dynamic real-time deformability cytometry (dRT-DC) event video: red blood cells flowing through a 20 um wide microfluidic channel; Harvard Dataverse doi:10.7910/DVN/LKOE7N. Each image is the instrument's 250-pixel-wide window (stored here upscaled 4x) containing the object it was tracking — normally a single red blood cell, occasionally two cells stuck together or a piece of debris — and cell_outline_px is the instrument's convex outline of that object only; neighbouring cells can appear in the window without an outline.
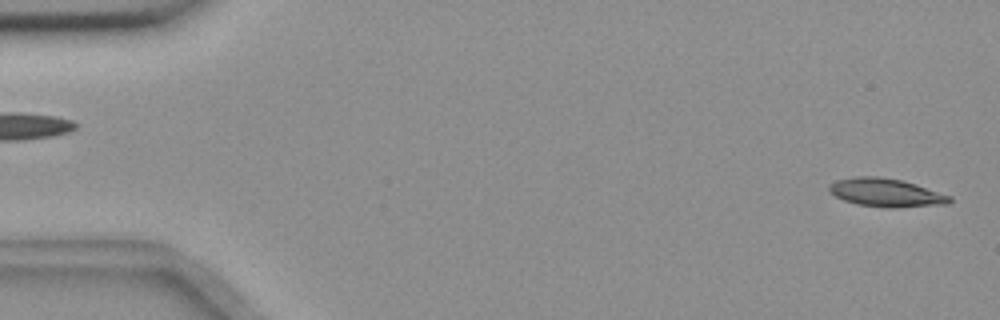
{"species": "common noctule bat (a hibernating species)", "species_latin": "Nyctalus noctula", "temperature_condition": "room temperature", "stored_images_in_passage": 55, "camera_frame_rate_fps": 3000, "um_per_image_px": 0.085, "animal": {"sex": "female", "body_mass_g": 18.4}, "frame": {"image": 1, "passage_image": 1, "time_ms": 0.0, "image_size_px": [1000, 320], "cell_outline_px": [[952, 200], [948, 204], [896, 208], [884, 208], [856, 204], [844, 200], [828, 192], [828, 184], [836, 180], [856, 176], [880, 176], [900, 180], [952, 196]], "centroid_in_image_um": [75.27, 16.38], "position_along_channel_um": 9.7, "area_um2": 20.0}}
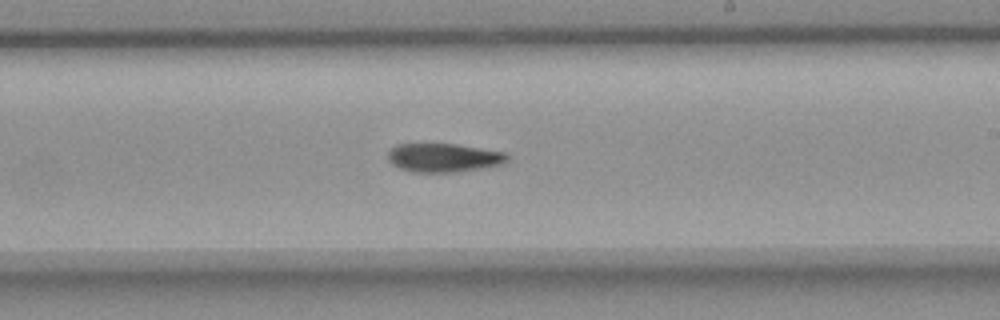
{"frame": {"image": 2, "passage_image": 32, "time_ms": 10.333, "image_size_px": [1000, 320], "cell_outline_px": [[512, 156], [504, 164], [484, 168], [460, 172], [412, 172], [400, 168], [392, 164], [388, 160], [388, 152], [396, 144], [456, 144], [508, 152]], "centroid_in_image_um": [37.79, 13.41], "position_along_channel_um": 251.2, "area_um2": 20.35}}
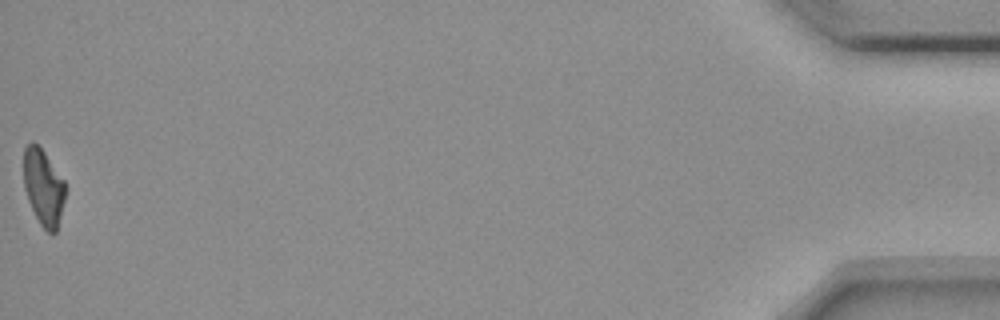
{"frame": {"image": 3, "passage_image": 55, "time_ms": 18.0, "image_size_px": [1000, 320], "cell_outline_px": [[68, 188], [56, 232], [48, 232], [40, 224], [28, 200], [24, 188], [24, 148], [32, 140], [44, 152], [64, 180]], "centroid_in_image_um": [3.71, 15.91], "position_along_channel_um": 431.5, "area_um2": 18.5}}